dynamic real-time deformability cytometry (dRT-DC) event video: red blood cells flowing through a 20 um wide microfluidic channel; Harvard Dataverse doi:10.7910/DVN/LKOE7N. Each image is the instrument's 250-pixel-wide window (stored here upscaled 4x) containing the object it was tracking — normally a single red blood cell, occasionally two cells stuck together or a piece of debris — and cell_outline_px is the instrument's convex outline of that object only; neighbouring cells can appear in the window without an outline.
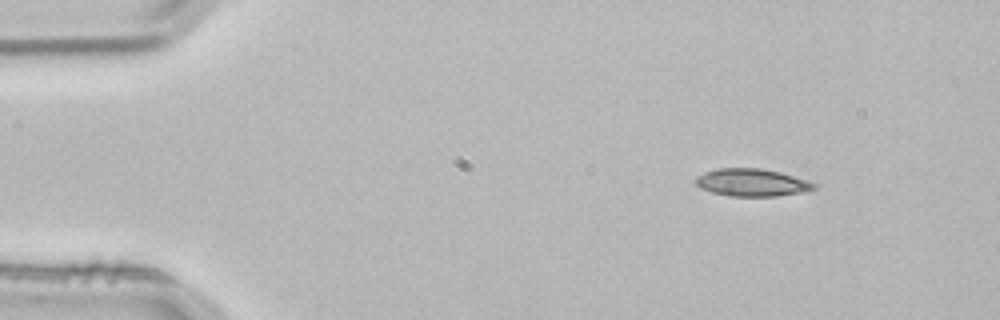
{"species": "common noctule bat (a hibernating species)", "species_latin": "Nyctalus noctula", "temperature_condition": "room temperature", "stored_images_in_passage": 3, "camera_frame_rate_fps": 3000, "um_per_image_px": 0.085, "animal": {"sex": "male", "body_mass_g": 21.5, "forearm_length_mm": 52.0}, "frame": {"image": 1, "passage_image": 1, "time_ms": 0.0, "image_size_px": [1000, 320], "cell_outline_px": [[820, 184], [816, 188], [804, 192], [776, 196], [728, 196], [712, 192], [700, 188], [696, 184], [696, 176], [704, 172], [716, 168], [760, 168], [780, 172], [808, 180]], "centroid_in_image_um": [63.94, 15.51], "position_along_channel_um": 21.1, "area_um2": 19.19}}
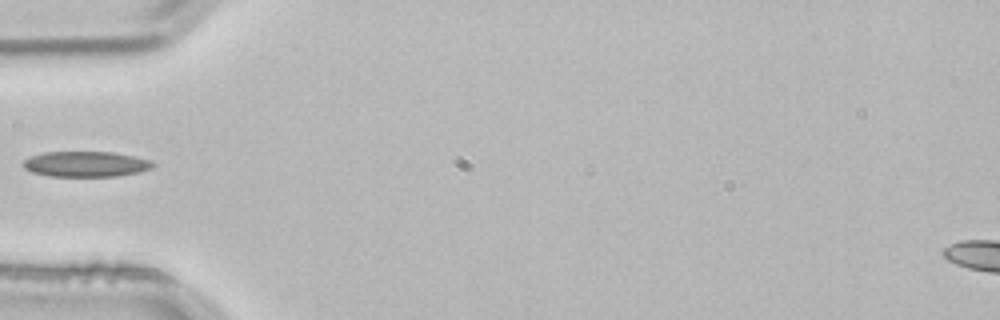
{"frame": {"image": 2, "passage_image": 3, "time_ms": 0.667, "image_size_px": [1000, 320], "cell_outline_px": [[156, 164], [152, 168], [136, 172], [116, 176], [48, 176], [32, 172], [24, 168], [24, 160], [32, 156], [44, 152], [112, 152], [152, 160]], "centroid_in_image_um": [7.3, 13.94], "position_along_channel_um": 77.7, "area_um2": 19.07}}